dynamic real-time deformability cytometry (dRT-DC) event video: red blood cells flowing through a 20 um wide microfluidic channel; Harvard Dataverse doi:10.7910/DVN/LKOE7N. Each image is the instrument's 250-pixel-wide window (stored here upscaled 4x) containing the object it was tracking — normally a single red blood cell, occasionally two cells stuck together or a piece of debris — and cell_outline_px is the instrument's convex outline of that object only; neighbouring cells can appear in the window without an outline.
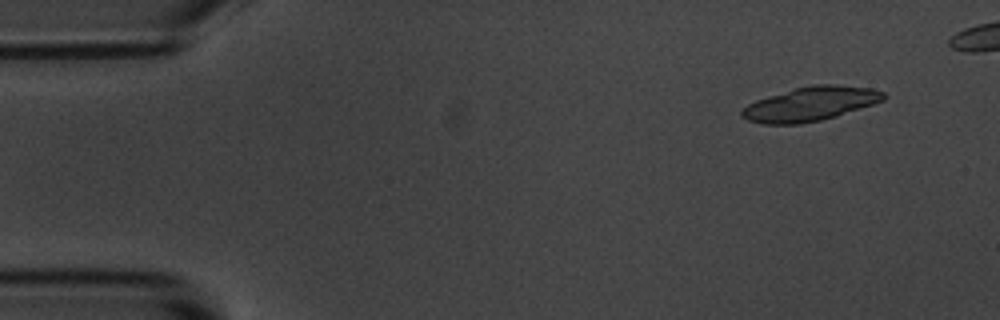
{"species": "common noctule bat (a hibernating species)", "species_latin": "Nyctalus noctula", "temperature_condition": "room temperature", "stored_images_in_passage": 5, "camera_frame_rate_fps": 3000, "um_per_image_px": 0.085, "animal": {"sex": "male", "body_mass_g": 20.1, "forearm_length_mm": 53.5}, "frame": {"image": 1, "passage_image": 1, "time_ms": 0.0, "image_size_px": [1000, 320], "cell_outline_px": [[888, 96], [884, 100], [836, 116], [820, 120], [800, 124], [760, 124], [748, 120], [740, 116], [740, 112], [748, 104], [756, 100], [768, 96], [796, 88], [812, 84], [832, 84], [872, 88], [884, 92]], "centroid_in_image_um": [68.88, 8.83], "position_along_channel_um": 16.1, "area_um2": 28.09}}